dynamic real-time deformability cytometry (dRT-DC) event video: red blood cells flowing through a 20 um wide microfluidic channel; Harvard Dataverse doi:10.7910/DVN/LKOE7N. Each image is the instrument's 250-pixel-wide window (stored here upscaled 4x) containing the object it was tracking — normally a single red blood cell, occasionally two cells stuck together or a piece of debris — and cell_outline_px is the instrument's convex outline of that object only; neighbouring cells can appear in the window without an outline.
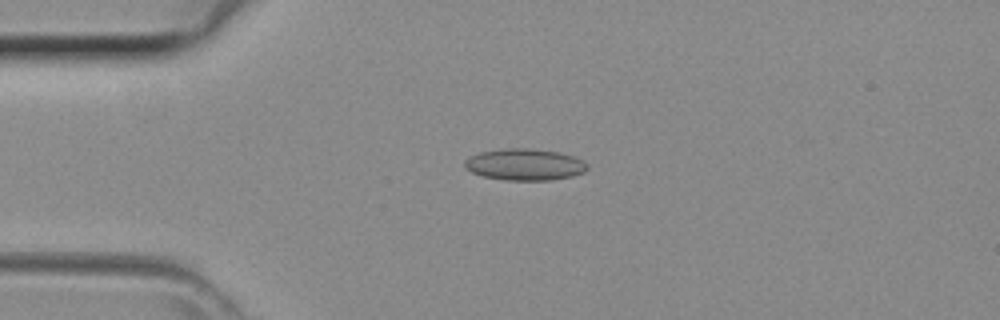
{"species": "common noctule bat (a hibernating species)", "species_latin": "Nyctalus noctula", "temperature_condition": "room temperature", "stored_images_in_passage": 32, "camera_frame_rate_fps": 3000, "um_per_image_px": 0.085, "animal": {"sex": "female", "body_mass_g": 29.2, "forearm_length_mm": 56.3}, "frame": {"image": 1, "passage_image": 10, "time_ms": 3.0, "image_size_px": [1000, 320], "cell_outline_px": [[588, 168], [584, 172], [572, 176], [552, 180], [504, 180], [484, 176], [472, 172], [464, 168], [464, 160], [468, 156], [480, 152], [504, 148], [528, 148], [556, 152], [572, 156], [584, 160], [588, 164]], "centroid_in_image_um": [44.58, 13.98], "position_along_channel_um": 40.4, "area_um2": 22.66}}
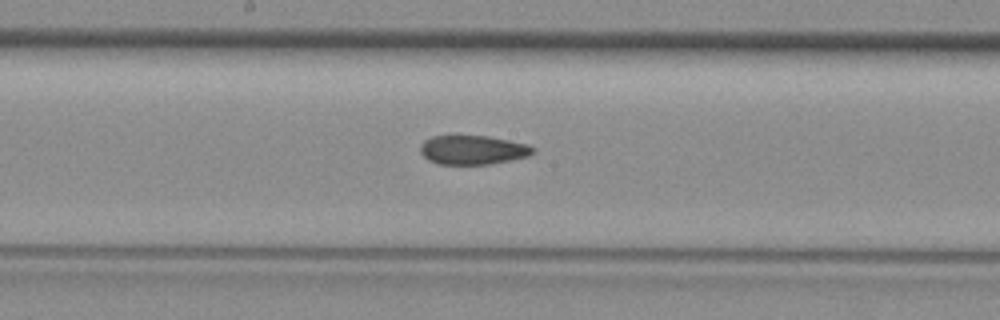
{"frame": {"image": 2, "passage_image": 22, "time_ms": 7.0, "image_size_px": [1000, 320], "cell_outline_px": [[536, 152], [528, 156], [488, 164], [436, 164], [428, 160], [420, 152], [420, 144], [424, 140], [432, 136], [488, 136], [528, 144], [536, 148]], "centroid_in_image_um": [40.18, 12.74], "position_along_channel_um": 208.0, "area_um2": 19.13}}
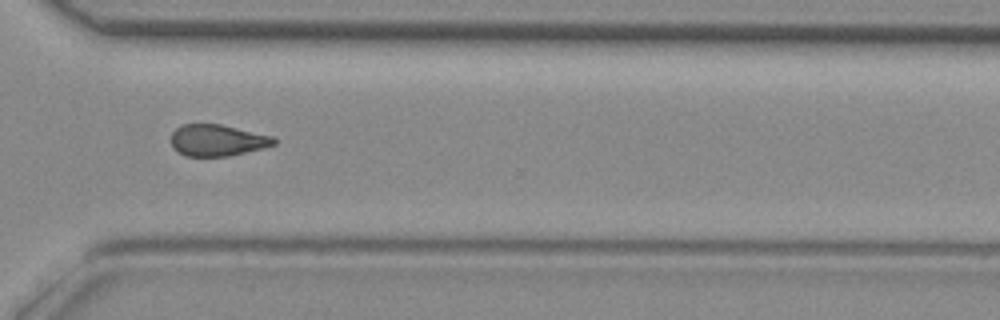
{"frame": {"image": 3, "passage_image": 31, "time_ms": 10.0, "image_size_px": [1000, 320], "cell_outline_px": [[276, 144], [264, 148], [228, 156], [188, 156], [172, 148], [172, 132], [180, 124], [220, 124], [272, 136], [276, 140]], "centroid_in_image_um": [18.47, 11.92], "position_along_channel_um": 352.1, "area_um2": 18.79}}